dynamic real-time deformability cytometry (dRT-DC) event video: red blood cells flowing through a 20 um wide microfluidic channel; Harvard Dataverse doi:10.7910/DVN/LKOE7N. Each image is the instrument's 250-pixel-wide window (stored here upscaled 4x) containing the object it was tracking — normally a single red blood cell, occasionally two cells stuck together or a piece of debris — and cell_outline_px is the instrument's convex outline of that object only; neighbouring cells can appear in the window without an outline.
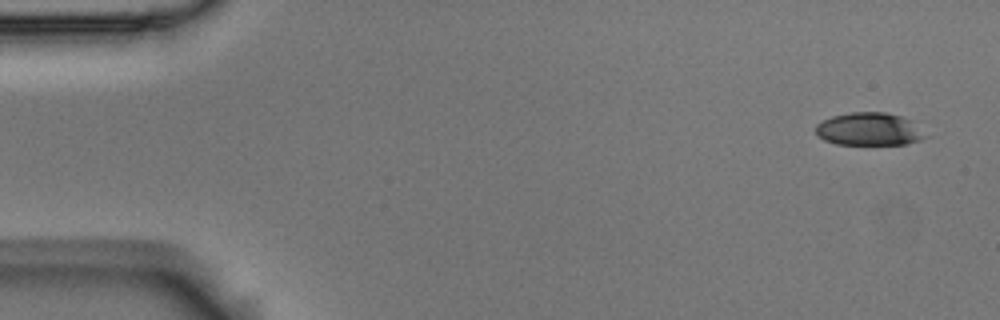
{"species": "Egyptian fruit bat (a non-hibernating species)", "species_latin": "Rousettus aegyptiacus", "temperature_condition": "room temperature", "stored_images_in_passage": 5, "camera_frame_rate_fps": 3000, "um_per_image_px": 0.085, "animal": {"sex": "male"}, "frame": {"image": 1, "passage_image": 1, "time_ms": 0.0, "image_size_px": [1000, 320], "cell_outline_px": [[928, 136], [920, 140], [904, 144], [836, 144], [824, 140], [816, 136], [816, 124], [832, 116], [852, 112], [884, 112], [900, 116], [912, 120]], "centroid_in_image_um": [73.87, 10.98], "position_along_channel_um": 11.1, "area_um2": 20.98}}
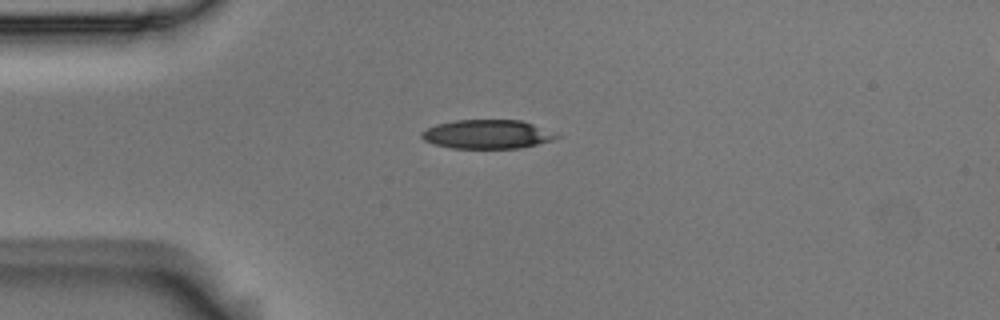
{"frame": {"image": 2, "passage_image": 4, "time_ms": 1.0, "image_size_px": [1000, 320], "cell_outline_px": [[560, 136], [552, 140], [536, 144], [516, 148], [452, 148], [432, 144], [424, 140], [420, 136], [420, 132], [436, 124], [456, 120], [520, 120], [532, 124]], "centroid_in_image_um": [41.33, 11.41], "position_along_channel_um": 43.7, "area_um2": 22.43}}